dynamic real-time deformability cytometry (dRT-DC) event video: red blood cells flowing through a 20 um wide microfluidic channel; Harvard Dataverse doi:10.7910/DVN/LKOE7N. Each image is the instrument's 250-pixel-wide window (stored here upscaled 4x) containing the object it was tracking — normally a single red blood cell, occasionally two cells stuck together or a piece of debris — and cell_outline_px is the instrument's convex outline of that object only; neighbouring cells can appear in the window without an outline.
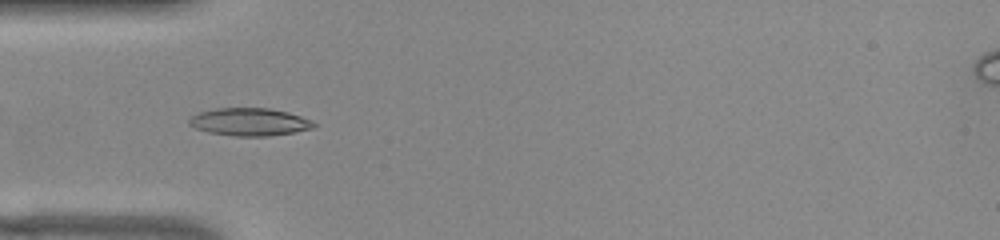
{"species": "common noctule bat (a hibernating species)", "species_latin": "Nyctalus noctula", "temperature_condition": "warm", "stored_images_in_passage": 37, "camera_frame_rate_fps": 3000, "um_per_image_px": 0.085, "animal": {"sex": "female", "body_mass_g": 22.0, "forearm_length_mm": 56.7}, "frame": {"image": 1, "passage_image": 1, "time_ms": 0.0, "image_size_px": [1000, 240], "cell_outline_px": [[316, 124], [312, 128], [292, 132], [268, 136], [236, 136], [208, 132], [196, 128], [188, 124], [188, 120], [192, 116], [200, 112], [216, 108], [268, 108], [288, 112], [312, 120]], "centroid_in_image_um": [21.19, 10.36], "position_along_channel_um": 63.8, "area_um2": 19.94}}
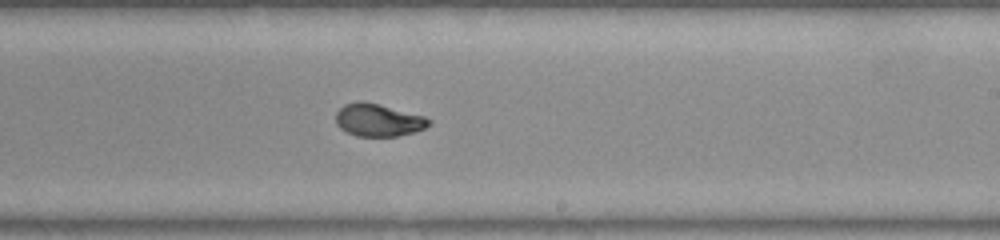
{"frame": {"image": 2, "passage_image": 16, "time_ms": 5.0, "image_size_px": [1000, 240], "cell_outline_px": [[432, 124], [424, 128], [400, 136], [356, 136], [340, 128], [336, 124], [336, 112], [344, 104], [360, 100], [380, 104], [424, 116], [432, 120]], "centroid_in_image_um": [32.15, 10.2], "position_along_channel_um": 256.8, "area_um2": 17.74}}
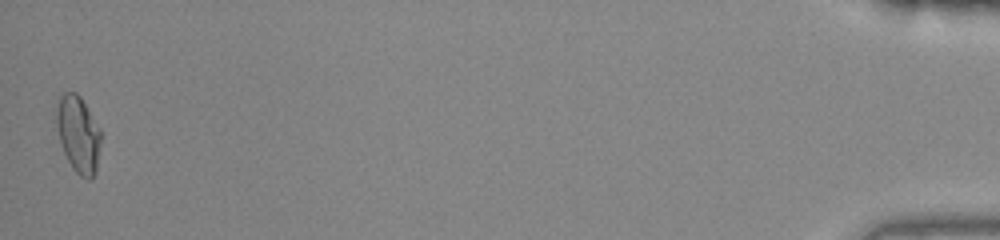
{"frame": {"image": 3, "passage_image": 37, "time_ms": 12.0, "image_size_px": [1000, 240], "cell_outline_px": [[100, 144], [96, 172], [88, 180], [80, 176], [72, 168], [64, 152], [60, 140], [56, 120], [56, 108], [60, 96], [64, 92], [76, 92], [80, 96], [100, 128]], "centroid_in_image_um": [6.65, 11.4], "position_along_channel_um": 428.5, "area_um2": 19.65}, "authors_computed_cell_mechanics": {"area_um2": 18.3226, "velocity_mm_per_s": 3.8672, "shape_relaxation_time_tau1_ms": 7.3164, "shape_relaxation_time_tau2_ms": 1.1685, "deformation_change_tau1": 0.2418, "deformation_change_tau2": 0.0482}}